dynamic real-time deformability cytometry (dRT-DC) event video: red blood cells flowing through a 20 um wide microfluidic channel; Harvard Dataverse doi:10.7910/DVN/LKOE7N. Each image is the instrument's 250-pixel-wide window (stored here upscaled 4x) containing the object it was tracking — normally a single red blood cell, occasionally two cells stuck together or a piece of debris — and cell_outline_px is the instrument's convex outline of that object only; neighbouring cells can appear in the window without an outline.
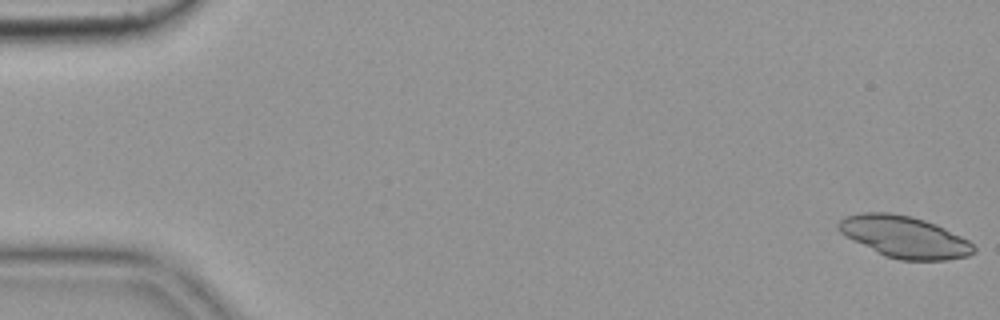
{"species": "common noctule bat (a hibernating species)", "species_latin": "Nyctalus noctula", "temperature_condition": "cold", "stored_images_in_passage": 55, "camera_frame_rate_fps": 3000, "um_per_image_px": 0.085, "animal": {"sex": "female", "body_mass_g": 19.9}, "frame": {"image": 1, "passage_image": 1, "time_ms": 0.0, "image_size_px": [1000, 320], "cell_outline_px": [[976, 252], [968, 256], [948, 260], [900, 260], [884, 256], [852, 240], [840, 232], [836, 228], [836, 224], [844, 216], [864, 212], [888, 212], [912, 216], [936, 224], [968, 240], [976, 248]], "centroid_in_image_um": [76.85, 20.13], "position_along_channel_um": 8.1, "area_um2": 33.0}}